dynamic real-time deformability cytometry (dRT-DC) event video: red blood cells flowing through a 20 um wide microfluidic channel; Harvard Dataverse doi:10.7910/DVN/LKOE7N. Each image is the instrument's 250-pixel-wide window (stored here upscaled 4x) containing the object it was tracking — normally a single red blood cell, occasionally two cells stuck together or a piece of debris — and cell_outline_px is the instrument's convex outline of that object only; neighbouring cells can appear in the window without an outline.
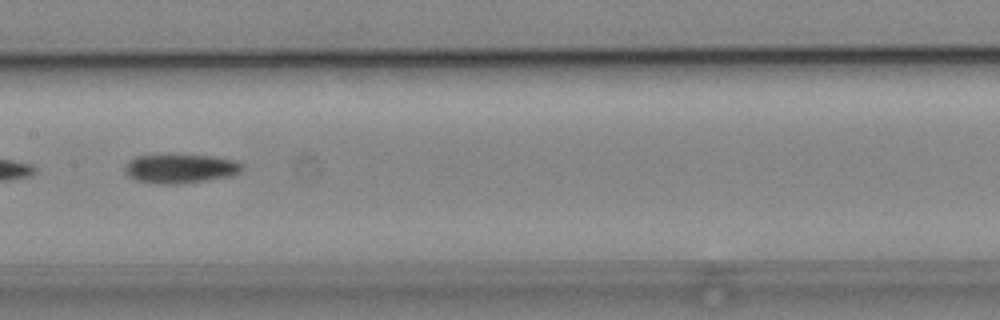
{"species": "common noctule bat (a hibernating species)", "species_latin": "Nyctalus noctula", "temperature_condition": "cold", "stored_images_in_passage": 6, "camera_frame_rate_fps": 3000, "um_per_image_px": 0.085, "animal": {"sex": "male", "body_mass_g": 19.2, "forearm_length_mm": 51.8}, "frame": {"image": 1, "passage_image": 4, "time_ms": 3.333, "image_size_px": [1000, 320], "cell_outline_px": [[244, 168], [228, 176], [204, 180], [172, 184], [164, 184], [136, 180], [124, 172], [124, 168], [128, 160], [136, 156], [212, 156], [232, 160], [244, 164]], "centroid_in_image_um": [15.29, 14.33], "position_along_channel_um": 192.1, "area_um2": 19.13}}
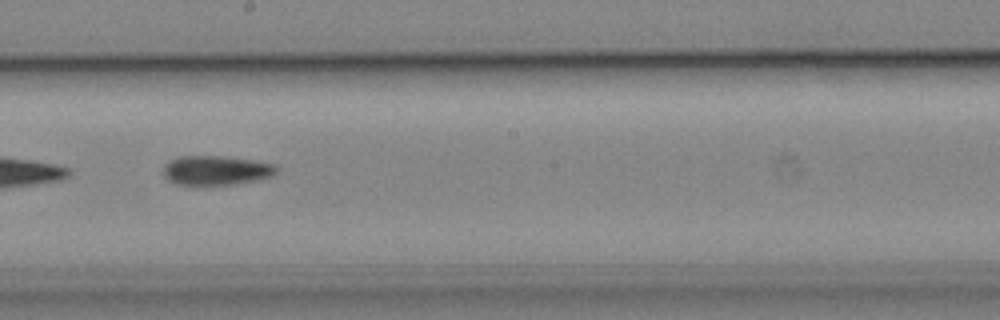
{"frame": {"image": 2, "passage_image": 5, "time_ms": 4.333, "image_size_px": [1000, 320], "cell_outline_px": [[280, 168], [272, 176], [256, 180], [232, 184], [176, 184], [168, 180], [164, 176], [164, 164], [168, 160], [180, 156], [220, 156], [252, 160], [276, 164]], "centroid_in_image_um": [18.37, 14.46], "position_along_channel_um": 229.8, "area_um2": 19.31}}
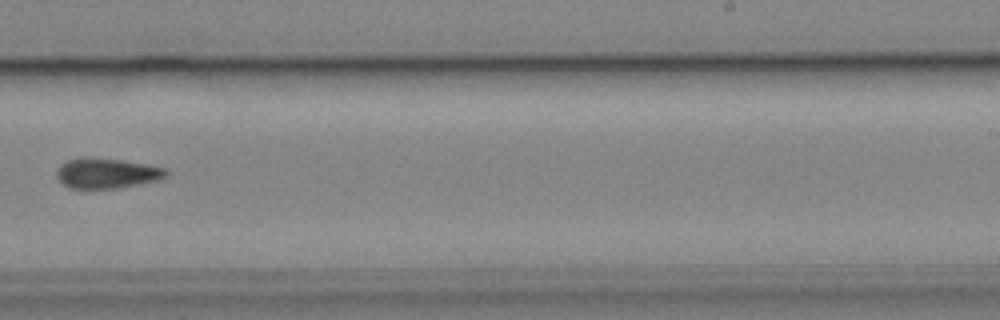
{"frame": {"image": 3, "passage_image": 6, "time_ms": 5.667, "image_size_px": [1000, 320], "cell_outline_px": [[168, 172], [164, 176], [156, 180], [136, 184], [112, 188], [72, 188], [64, 184], [56, 176], [56, 172], [60, 164], [68, 160], [80, 156], [84, 156], [120, 160], [144, 164], [164, 168]], "centroid_in_image_um": [8.99, 14.7], "position_along_channel_um": 280.0, "area_um2": 18.84}}